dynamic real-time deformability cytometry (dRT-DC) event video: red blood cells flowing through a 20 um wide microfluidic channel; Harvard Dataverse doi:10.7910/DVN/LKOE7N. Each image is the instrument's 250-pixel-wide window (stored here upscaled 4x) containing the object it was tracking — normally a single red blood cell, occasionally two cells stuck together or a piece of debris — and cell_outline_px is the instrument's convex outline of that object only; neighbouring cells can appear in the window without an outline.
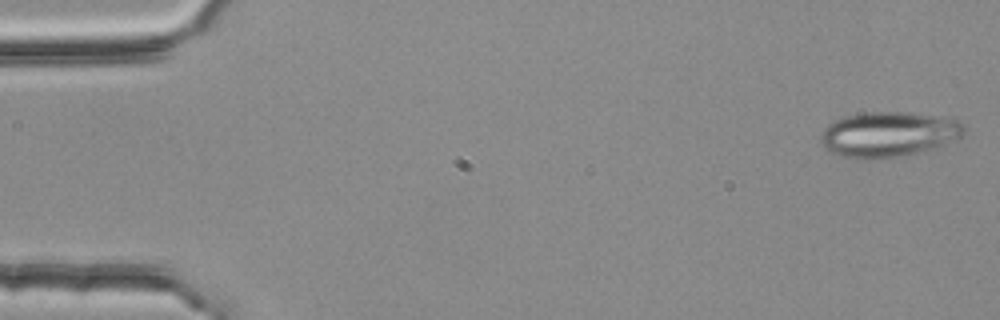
{"species": "common noctule bat (a hibernating species)", "species_latin": "Nyctalus noctula", "temperature_condition": "room temperature", "stored_images_in_passage": 53, "camera_frame_rate_fps": 3000, "um_per_image_px": 0.085, "animal": {"sex": "female", "body_mass_g": 25.1}, "frame": {"image": 1, "passage_image": 1, "time_ms": 0.0, "image_size_px": [1000, 320], "cell_outline_px": [[964, 132], [960, 136], [952, 140], [916, 152], [876, 160], [856, 160], [832, 152], [820, 144], [820, 136], [824, 128], [828, 124], [844, 116], [864, 112], [908, 112], [936, 116], [956, 120], [964, 124]], "centroid_in_image_um": [75.43, 11.41], "position_along_channel_um": 9.6, "area_um2": 37.34}}
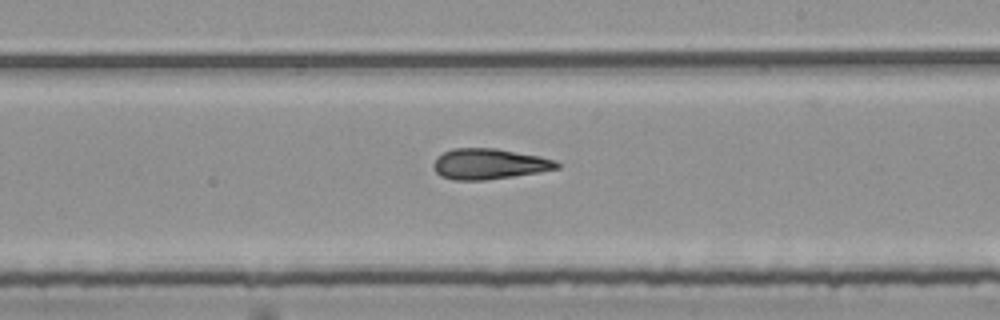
{"frame": {"image": 2, "passage_image": 31, "time_ms": 10.0, "image_size_px": [1000, 320], "cell_outline_px": [[560, 168], [540, 172], [484, 180], [452, 180], [440, 176], [436, 172], [432, 164], [436, 156], [452, 148], [496, 148], [540, 156], [556, 160], [560, 164]], "centroid_in_image_um": [41.56, 13.93], "position_along_channel_um": 247.4, "area_um2": 22.2}}
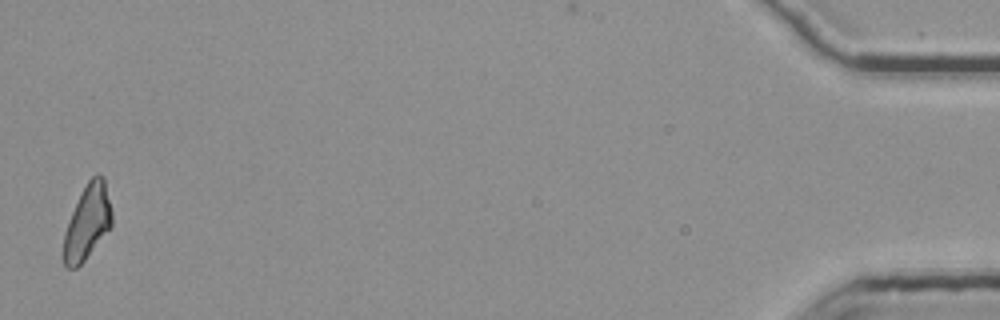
{"frame": {"image": 3, "passage_image": 53, "time_ms": 17.333, "image_size_px": [1000, 320], "cell_outline_px": [[112, 224], [84, 260], [76, 268], [64, 268], [64, 232], [80, 192], [88, 180], [96, 172], [100, 172], [104, 176], [112, 212]], "centroid_in_image_um": [7.43, 18.81], "position_along_channel_um": 427.8, "area_um2": 20.81}, "authors_computed_cell_mechanics": {"area_um2": 22.1952, "velocity_mm_per_s": 3.7758, "shape_relaxation_time_tau1_ms": null, "shape_relaxation_time_tau2_ms": 4.8294, "deformation_change_tau1": null, "deformation_change_tau2": 0.1727}}